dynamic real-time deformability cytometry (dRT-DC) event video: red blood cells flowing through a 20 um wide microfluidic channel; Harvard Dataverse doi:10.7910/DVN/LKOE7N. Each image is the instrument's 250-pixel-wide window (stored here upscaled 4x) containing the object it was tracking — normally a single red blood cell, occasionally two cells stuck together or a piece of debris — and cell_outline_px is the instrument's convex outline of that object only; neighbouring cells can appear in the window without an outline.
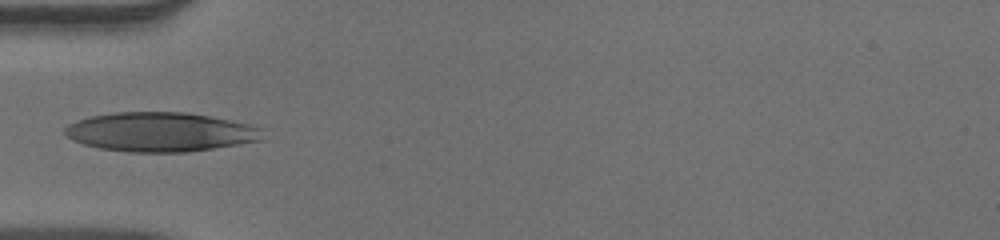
{"species": "human", "species_latin": "Homo sapiens", "temperature_condition": "warm", "stored_images_in_passage": 18, "camera_frame_rate_fps": 3000, "um_per_image_px": 0.085, "donor": {"sex": "male"}, "frame": {"image": 1, "passage_image": 1, "time_ms": 0.0, "image_size_px": [1000, 240], "cell_outline_px": [[260, 140], [240, 144], [188, 152], [128, 152], [100, 148], [84, 144], [68, 136], [64, 132], [64, 128], [68, 124], [76, 120], [92, 116], [116, 112], [184, 112], [208, 116], [248, 124], [260, 128]], "centroid_in_image_um": [13.59, 11.22], "position_along_channel_um": 71.4, "area_um2": 44.8}}
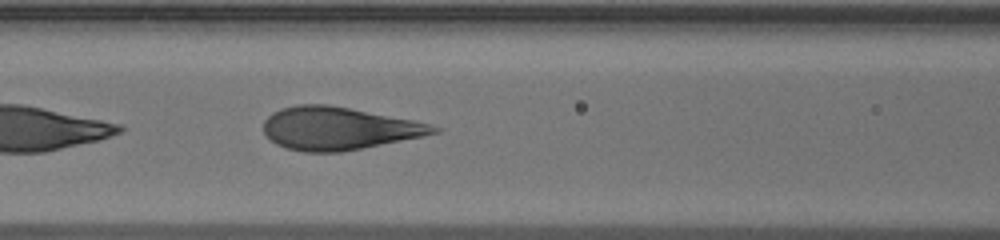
{"frame": {"image": 2, "passage_image": 6, "time_ms": 1.667, "image_size_px": [1000, 240], "cell_outline_px": [[440, 132], [340, 152], [304, 152], [288, 148], [276, 144], [264, 132], [264, 120], [272, 112], [280, 108], [296, 104], [328, 104], [412, 120], [428, 124], [440, 128]], "centroid_in_image_um": [28.7, 10.9], "position_along_channel_um": 137.9, "area_um2": 41.73}}